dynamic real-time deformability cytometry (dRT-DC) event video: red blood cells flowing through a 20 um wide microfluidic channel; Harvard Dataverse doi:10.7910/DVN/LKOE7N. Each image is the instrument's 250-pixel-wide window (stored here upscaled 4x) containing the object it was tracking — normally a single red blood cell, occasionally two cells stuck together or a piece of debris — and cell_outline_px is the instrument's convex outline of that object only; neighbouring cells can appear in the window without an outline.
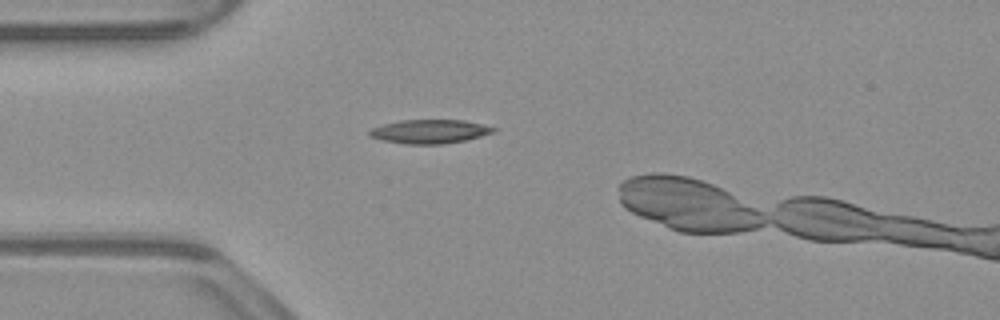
{"species": "common noctule bat (a hibernating species)", "species_latin": "Nyctalus noctula", "temperature_condition": "warm", "stored_images_in_passage": 31, "camera_frame_rate_fps": 3000, "um_per_image_px": 0.085, "animal": {"sex": "male", "body_mass_g": 23.1, "forearm_length_mm": 52.7}, "frame": {"image": 1, "passage_image": 2, "time_ms": 0.333, "image_size_px": [1000, 320], "cell_outline_px": [[496, 132], [464, 140], [440, 144], [408, 144], [380, 140], [368, 136], [368, 132], [372, 128], [384, 124], [400, 120], [464, 120], [496, 128]], "centroid_in_image_um": [36.48, 11.17], "position_along_channel_um": 48.5, "area_um2": 17.11}}
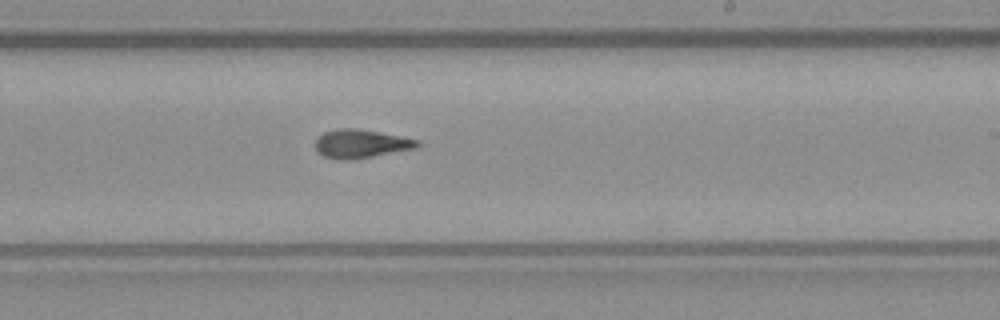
{"frame": {"image": 2, "passage_image": 19, "time_ms": 6.0, "image_size_px": [1000, 320], "cell_outline_px": [[420, 144], [416, 148], [352, 160], [336, 160], [324, 156], [316, 148], [316, 140], [324, 132], [336, 128], [352, 128], [376, 132], [420, 140]], "centroid_in_image_um": [30.66, 12.23], "position_along_channel_um": 258.3, "area_um2": 16.7}}
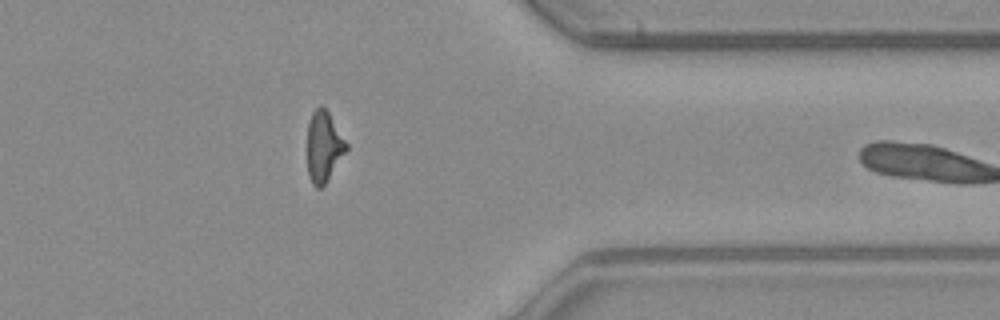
{"frame": {"image": 3, "passage_image": 30, "time_ms": 9.667, "image_size_px": [1000, 320], "cell_outline_px": [[348, 148], [324, 184], [320, 188], [316, 188], [312, 184], [308, 176], [308, 124], [312, 112], [320, 104], [328, 112], [348, 144]], "centroid_in_image_um": [27.51, 12.45], "position_along_channel_um": 383.9, "area_um2": 15.78}}